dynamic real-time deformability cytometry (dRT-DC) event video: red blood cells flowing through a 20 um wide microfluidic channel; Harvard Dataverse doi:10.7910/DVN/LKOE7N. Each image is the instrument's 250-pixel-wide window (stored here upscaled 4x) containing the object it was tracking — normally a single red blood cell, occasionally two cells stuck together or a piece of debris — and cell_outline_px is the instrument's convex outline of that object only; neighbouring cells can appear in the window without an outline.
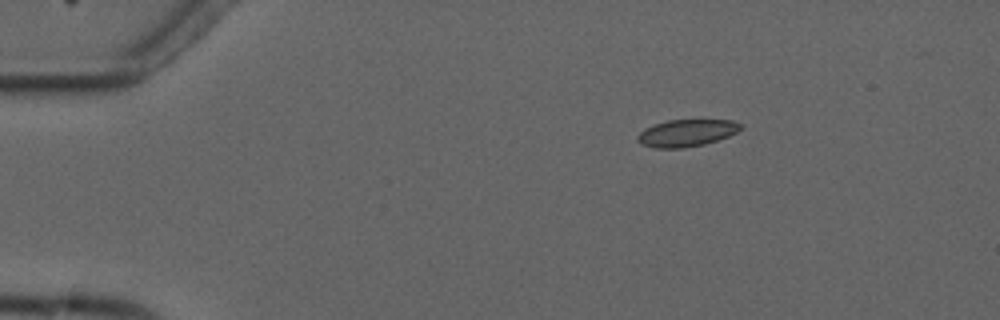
{"species": "common noctule bat (a hibernating species)", "species_latin": "Nyctalus noctula", "temperature_condition": "cold", "stored_images_in_passage": 4, "camera_frame_rate_fps": 3000, "um_per_image_px": 0.085, "animal": {"sex": "male", "forearm_length_mm": 52.5}, "frame": {"image": 1, "passage_image": 3, "time_ms": 2.333, "image_size_px": [1000, 320], "cell_outline_px": [[744, 128], [728, 136], [704, 144], [684, 148], [656, 148], [640, 144], [636, 140], [636, 136], [644, 128], [668, 120], [732, 120], [740, 124]], "centroid_in_image_um": [58.33, 11.31], "position_along_channel_um": 26.7, "area_um2": 16.24}}